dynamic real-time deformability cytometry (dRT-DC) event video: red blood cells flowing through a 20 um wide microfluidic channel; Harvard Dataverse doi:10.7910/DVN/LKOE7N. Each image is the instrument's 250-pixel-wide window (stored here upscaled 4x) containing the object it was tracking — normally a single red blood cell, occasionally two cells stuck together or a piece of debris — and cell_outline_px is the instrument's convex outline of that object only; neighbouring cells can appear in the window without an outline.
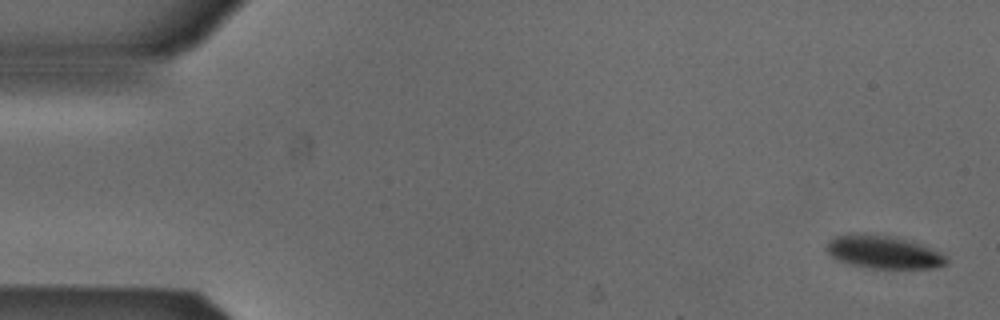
{"species": "Egyptian fruit bat (a non-hibernating species)", "species_latin": "Rousettus aegyptiacus", "temperature_condition": "cold", "stored_images_in_passage": 4, "camera_frame_rate_fps": 3000, "um_per_image_px": 0.085, "animal": {"sex": "male"}, "frame": {"image": 1, "passage_image": 1, "time_ms": 0.0, "image_size_px": [1000, 320], "cell_outline_px": [[948, 264], [932, 268], [868, 268], [848, 264], [832, 256], [828, 252], [828, 240], [836, 236], [848, 232], [864, 232], [896, 236], [912, 240], [940, 252], [948, 260]], "centroid_in_image_um": [75.09, 21.39], "position_along_channel_um": 9.9, "area_um2": 23.47}}
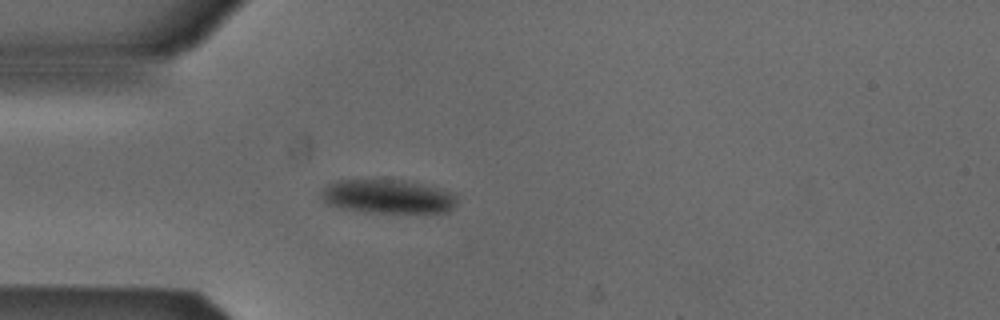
{"frame": {"image": 2, "passage_image": 4, "time_ms": 1.0, "image_size_px": [1000, 320], "cell_outline_px": [[456, 200], [452, 208], [448, 212], [364, 212], [340, 208], [324, 204], [320, 196], [320, 192], [328, 184], [336, 180], [404, 180], [440, 188], [456, 192]], "centroid_in_image_um": [32.92, 16.7], "position_along_channel_um": 52.1, "area_um2": 26.99}}